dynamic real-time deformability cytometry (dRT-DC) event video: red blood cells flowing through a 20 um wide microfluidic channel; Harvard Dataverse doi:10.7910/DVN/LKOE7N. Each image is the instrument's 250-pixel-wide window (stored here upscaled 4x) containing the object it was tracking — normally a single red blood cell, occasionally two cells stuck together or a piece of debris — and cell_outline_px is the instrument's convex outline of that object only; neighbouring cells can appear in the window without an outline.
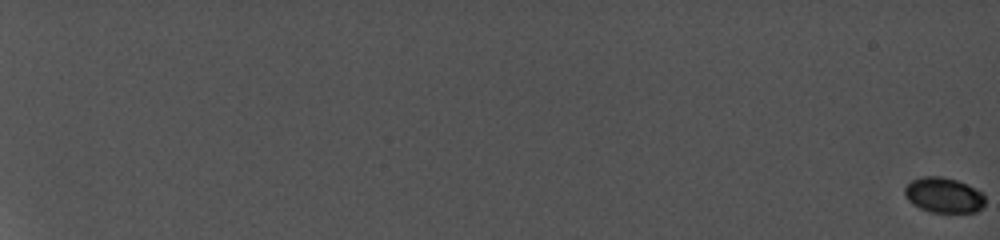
{"species": "common noctule bat (a hibernating species)", "species_latin": "Nyctalus noctula", "temperature_condition": "cold", "stored_images_in_passage": 59, "camera_frame_rate_fps": 5000, "um_per_image_px": 0.085, "animal": {"sex": "female", "body_mass_g": 19.0, "forearm_length_mm": 56.7}, "frame": {"image": 1, "passage_image": 1, "time_ms": 0.0, "image_size_px": [1000, 240], "cell_outline_px": [[984, 208], [976, 212], [928, 212], [912, 204], [904, 196], [904, 188], [912, 180], [924, 176], [940, 176], [956, 180], [968, 184], [984, 192]], "centroid_in_image_um": [80.23, 16.59], "position_along_channel_um": 4.8, "area_um2": 16.76}}
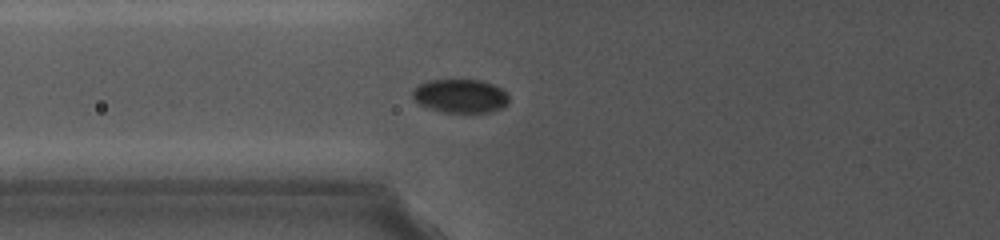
{"frame": {"image": 2, "passage_image": 31, "time_ms": 10.4, "image_size_px": [1000, 240], "cell_outline_px": [[508, 104], [492, 112], [444, 112], [428, 108], [420, 104], [412, 96], [412, 92], [420, 84], [428, 80], [484, 80], [500, 88], [508, 96]], "centroid_in_image_um": [39.14, 8.16], "position_along_channel_um": 86.7, "area_um2": 18.73}}
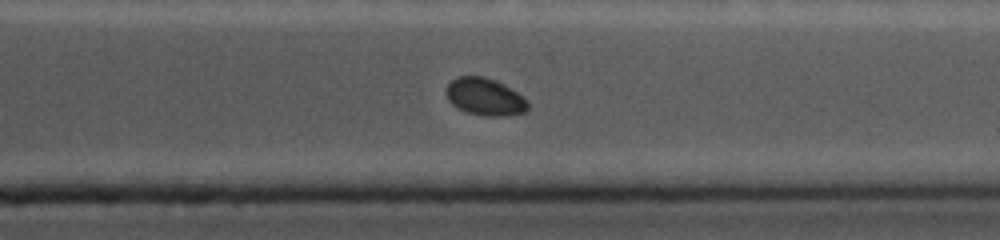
{"frame": {"image": 3, "passage_image": 53, "time_ms": 17.8, "image_size_px": [1000, 240], "cell_outline_px": [[528, 108], [524, 112], [504, 116], [484, 116], [468, 112], [456, 108], [448, 100], [444, 92], [444, 88], [456, 76], [484, 76], [496, 80], [524, 96], [528, 100]], "centroid_in_image_um": [41.19, 8.22], "position_along_channel_um": 370.2, "area_um2": 18.03}}